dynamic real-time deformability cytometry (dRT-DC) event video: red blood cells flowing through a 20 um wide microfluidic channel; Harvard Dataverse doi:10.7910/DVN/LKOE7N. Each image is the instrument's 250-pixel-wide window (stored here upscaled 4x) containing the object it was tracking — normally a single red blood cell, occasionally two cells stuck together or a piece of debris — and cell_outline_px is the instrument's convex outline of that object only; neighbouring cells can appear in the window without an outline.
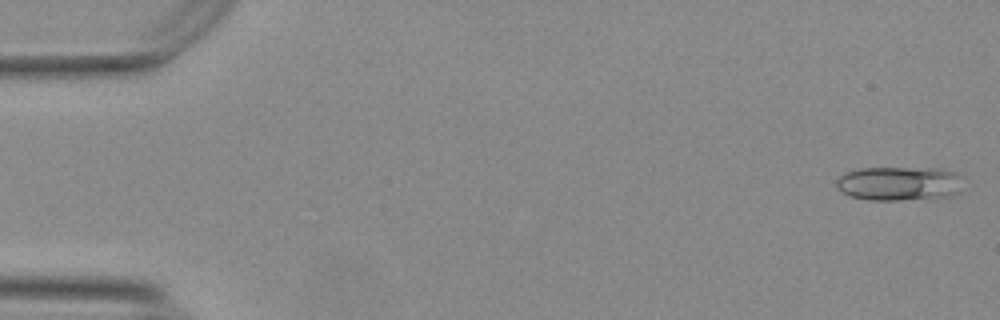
{"species": "Egyptian fruit bat (a non-hibernating species)", "species_latin": "Rousettus aegyptiacus", "temperature_condition": "warm", "stored_images_in_passage": 33, "camera_frame_rate_fps": 3000, "um_per_image_px": 0.085, "animal": {"sex": "female"}, "frame": {"image": 1, "passage_image": 2, "time_ms": 0.333, "image_size_px": [1000, 320], "cell_outline_px": [[956, 192], [948, 196], [896, 200], [868, 200], [852, 196], [836, 188], [836, 180], [840, 176], [848, 172], [860, 168], [904, 168], [956, 172]], "centroid_in_image_um": [76.24, 15.61], "position_along_channel_um": 8.8, "area_um2": 23.93}}
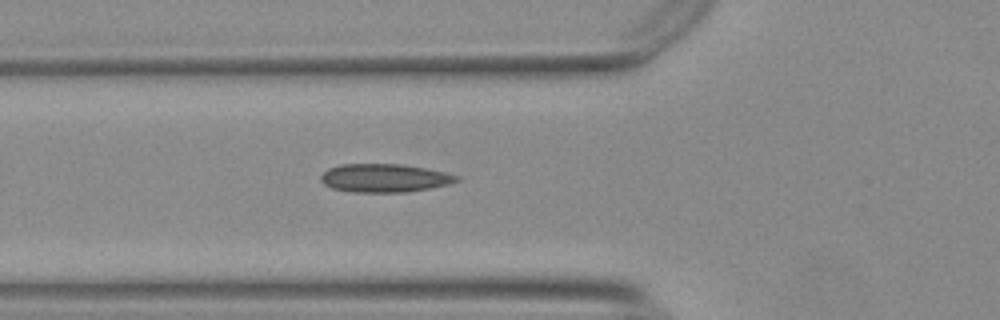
{"frame": {"image": 2, "passage_image": 20, "time_ms": 6.333, "image_size_px": [1000, 320], "cell_outline_px": [[460, 180], [448, 184], [408, 192], [356, 192], [332, 188], [324, 184], [320, 180], [320, 176], [328, 168], [340, 164], [400, 164], [424, 168], [444, 172], [460, 176]], "centroid_in_image_um": [32.66, 15.13], "position_along_channel_um": 93.1, "area_um2": 22.31}}
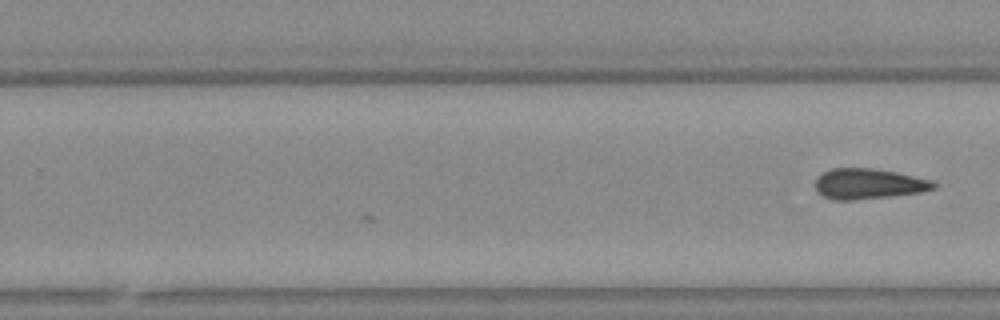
{"frame": {"image": 3, "passage_image": 33, "time_ms": 10.667, "image_size_px": [1000, 320], "cell_outline_px": [[936, 188], [920, 192], [892, 196], [852, 200], [832, 200], [816, 192], [816, 180], [824, 172], [832, 168], [872, 168], [896, 172], [932, 180], [936, 184]], "centroid_in_image_um": [73.82, 15.63], "position_along_channel_um": 256.0, "area_um2": 20.92}}